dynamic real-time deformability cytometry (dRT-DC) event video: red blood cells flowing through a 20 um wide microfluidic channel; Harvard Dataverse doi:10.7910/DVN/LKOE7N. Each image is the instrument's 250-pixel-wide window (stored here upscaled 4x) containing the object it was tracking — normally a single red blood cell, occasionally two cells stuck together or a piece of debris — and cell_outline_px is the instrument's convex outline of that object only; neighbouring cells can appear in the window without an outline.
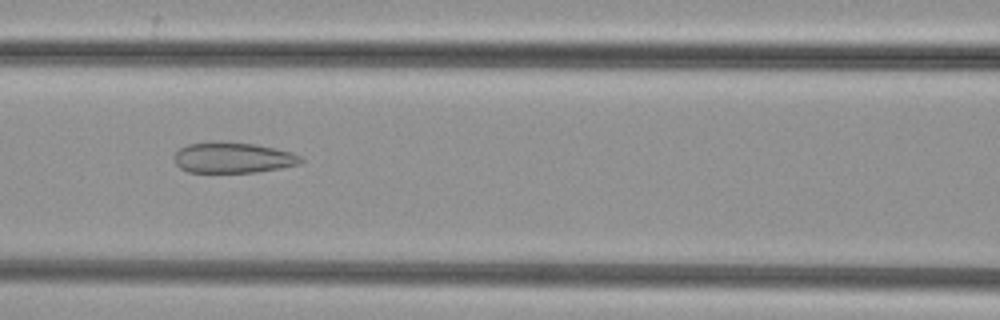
{"species": "common noctule bat (a hibernating species)", "species_latin": "Nyctalus noctula", "temperature_condition": "cold", "stored_images_in_passage": 36, "camera_frame_rate_fps": 3000, "um_per_image_px": 0.085, "animal": {"sex": "female", "body_mass_g": 29.2, "forearm_length_mm": 56.3}, "frame": {"image": 1, "passage_image": 14, "time_ms": 4.333, "image_size_px": [1000, 320], "cell_outline_px": [[304, 160], [300, 164], [280, 168], [256, 172], [188, 172], [180, 168], [176, 164], [172, 156], [180, 148], [188, 144], [208, 140], [216, 140], [256, 144], [276, 148], [292, 152], [300, 156]], "centroid_in_image_um": [19.77, 13.38], "position_along_channel_um": 146.8, "area_um2": 23.12}}
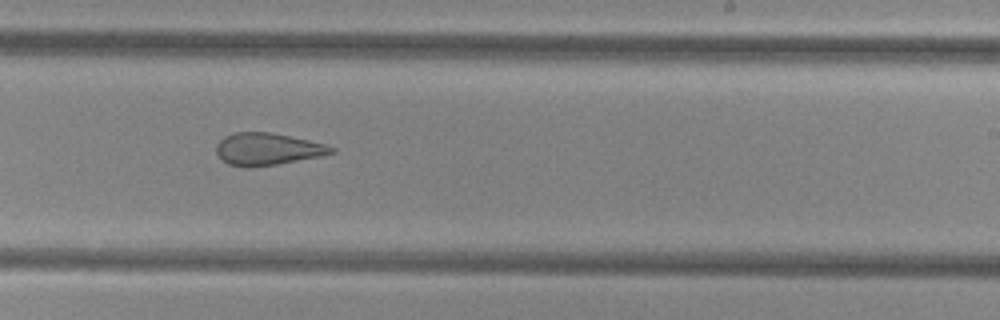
{"frame": {"image": 2, "passage_image": 23, "time_ms": 7.333, "image_size_px": [1000, 320], "cell_outline_px": [[336, 152], [324, 156], [276, 164], [248, 168], [228, 164], [216, 152], [216, 144], [224, 136], [232, 132], [272, 132], [308, 140], [324, 144], [336, 148]], "centroid_in_image_um": [22.75, 12.67], "position_along_channel_um": 266.3, "area_um2": 21.68}}
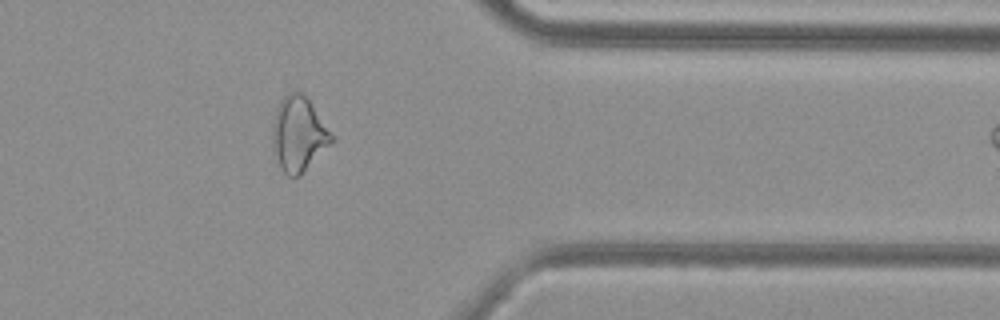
{"frame": {"image": 3, "passage_image": 33, "time_ms": 10.667, "image_size_px": [1000, 320], "cell_outline_px": [[336, 140], [300, 176], [288, 176], [284, 172], [280, 164], [272, 144], [272, 124], [276, 108], [280, 100], [288, 92], [300, 92], [308, 100]], "centroid_in_image_um": [25.38, 11.41], "position_along_channel_um": 386.0, "area_um2": 25.43}}